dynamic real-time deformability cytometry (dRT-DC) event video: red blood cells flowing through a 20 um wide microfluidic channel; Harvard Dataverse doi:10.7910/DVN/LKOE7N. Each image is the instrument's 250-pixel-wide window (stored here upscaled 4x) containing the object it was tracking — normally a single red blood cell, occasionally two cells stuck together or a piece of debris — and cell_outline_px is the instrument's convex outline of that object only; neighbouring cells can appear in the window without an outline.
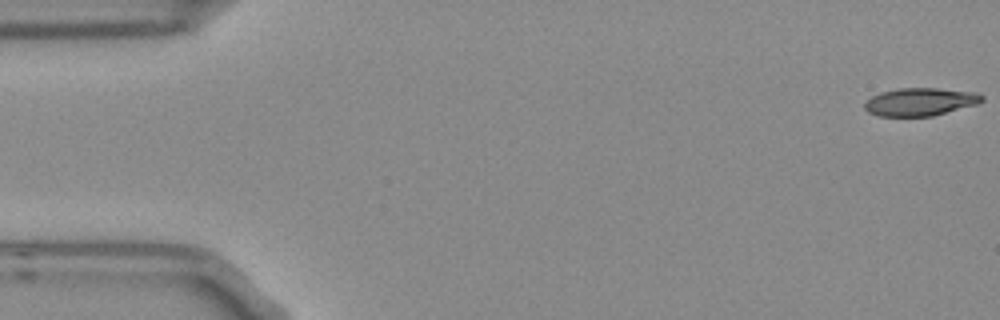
{"species": "Egyptian fruit bat (a non-hibernating species)", "species_latin": "Rousettus aegyptiacus", "temperature_condition": "room temperature", "stored_images_in_passage": 5, "camera_frame_rate_fps": 3000, "um_per_image_px": 0.085, "frame": {"image": 1, "passage_image": 1, "time_ms": 0.0, "image_size_px": [1000, 320], "cell_outline_px": [[984, 100], [980, 104], [932, 116], [880, 116], [868, 112], [864, 108], [864, 104], [872, 96], [880, 92], [900, 88], [936, 88], [976, 92], [984, 96]], "centroid_in_image_um": [78.26, 8.65], "position_along_channel_um": 6.7, "area_um2": 19.19}}
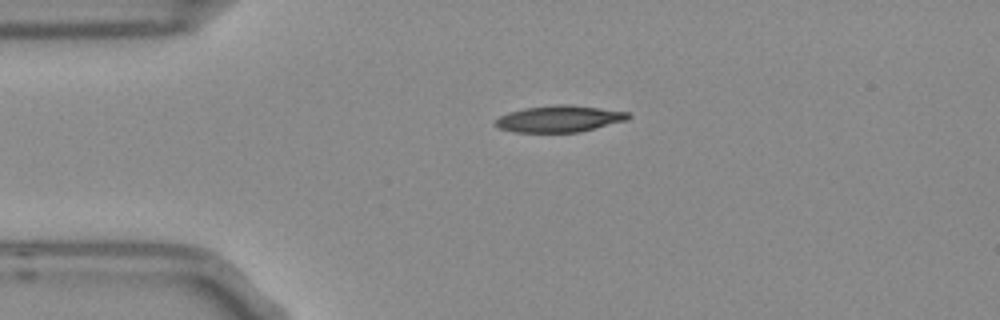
{"frame": {"image": 2, "passage_image": 4, "time_ms": 1.0, "image_size_px": [1000, 320], "cell_outline_px": [[632, 116], [628, 120], [580, 132], [512, 132], [500, 128], [492, 124], [492, 120], [508, 112], [524, 108], [556, 104], [568, 104], [600, 108], [628, 112]], "centroid_in_image_um": [47.51, 10.1], "position_along_channel_um": 37.5, "area_um2": 20.81}}